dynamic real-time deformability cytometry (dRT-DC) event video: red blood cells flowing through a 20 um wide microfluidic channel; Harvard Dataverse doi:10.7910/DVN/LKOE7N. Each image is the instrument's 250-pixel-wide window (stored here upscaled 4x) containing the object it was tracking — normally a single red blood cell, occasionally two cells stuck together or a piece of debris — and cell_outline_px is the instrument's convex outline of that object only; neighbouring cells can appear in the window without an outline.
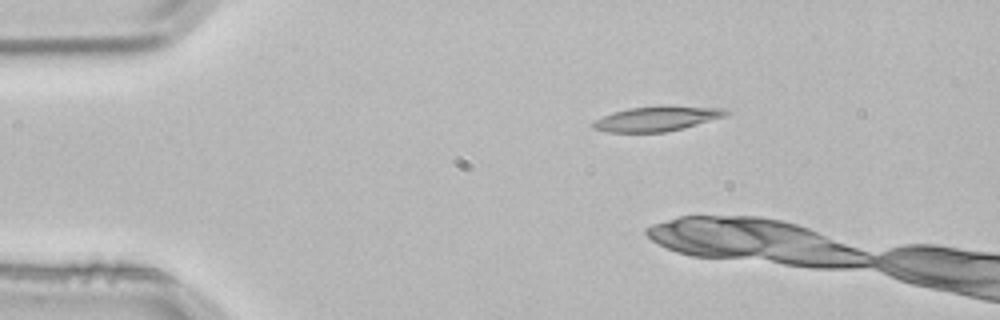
{"species": "common noctule bat (a hibernating species)", "species_latin": "Nyctalus noctula", "temperature_condition": "room temperature", "stored_images_in_passage": 2, "camera_frame_rate_fps": 3000, "um_per_image_px": 0.085, "animal": {"sex": "male", "body_mass_g": 21.5, "forearm_length_mm": 52.0}, "frame": {"image": 1, "passage_image": 2, "time_ms": 0.333, "image_size_px": [1000, 320], "cell_outline_px": [[732, 112], [724, 116], [684, 128], [664, 132], [608, 132], [592, 128], [592, 124], [596, 120], [612, 112], [628, 108], [660, 104], [664, 104], [724, 108]], "centroid_in_image_um": [55.87, 10.05], "position_along_channel_um": 29.1, "area_um2": 19.59}}